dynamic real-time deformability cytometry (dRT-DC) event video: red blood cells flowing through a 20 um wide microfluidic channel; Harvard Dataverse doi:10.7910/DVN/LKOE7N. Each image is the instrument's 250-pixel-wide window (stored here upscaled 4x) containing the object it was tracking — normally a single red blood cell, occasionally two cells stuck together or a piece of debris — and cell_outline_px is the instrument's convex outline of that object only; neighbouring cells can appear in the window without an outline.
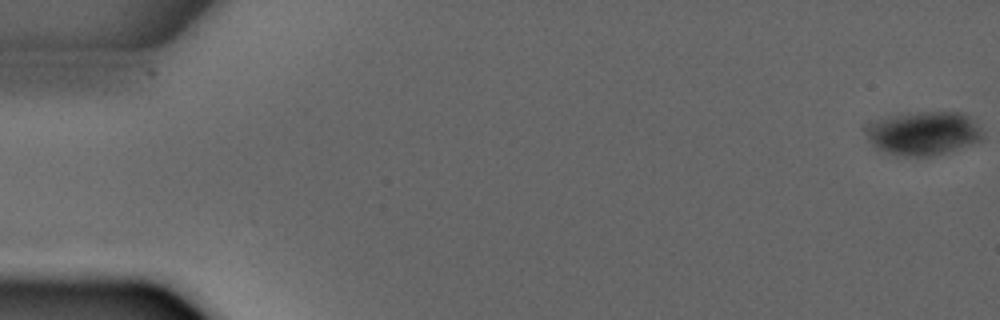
{"species": "common noctule bat (a hibernating species)", "species_latin": "Nyctalus noctula", "temperature_condition": "warm", "stored_images_in_passage": 2, "camera_frame_rate_fps": 3000, "um_per_image_px": 0.085, "animal": {"sex": "male", "forearm_length_mm": 52.5}, "frame": {"image": 1, "passage_image": 2, "time_ms": 1.667, "image_size_px": [1000, 320], "cell_outline_px": [[984, 140], [948, 152], [932, 156], [900, 156], [884, 152], [876, 148], [872, 144], [868, 136], [868, 128], [876, 120], [888, 116], [908, 112], [960, 112], [968, 116], [984, 132]], "centroid_in_image_um": [78.54, 11.33], "position_along_channel_um": 6.5, "area_um2": 29.71}}